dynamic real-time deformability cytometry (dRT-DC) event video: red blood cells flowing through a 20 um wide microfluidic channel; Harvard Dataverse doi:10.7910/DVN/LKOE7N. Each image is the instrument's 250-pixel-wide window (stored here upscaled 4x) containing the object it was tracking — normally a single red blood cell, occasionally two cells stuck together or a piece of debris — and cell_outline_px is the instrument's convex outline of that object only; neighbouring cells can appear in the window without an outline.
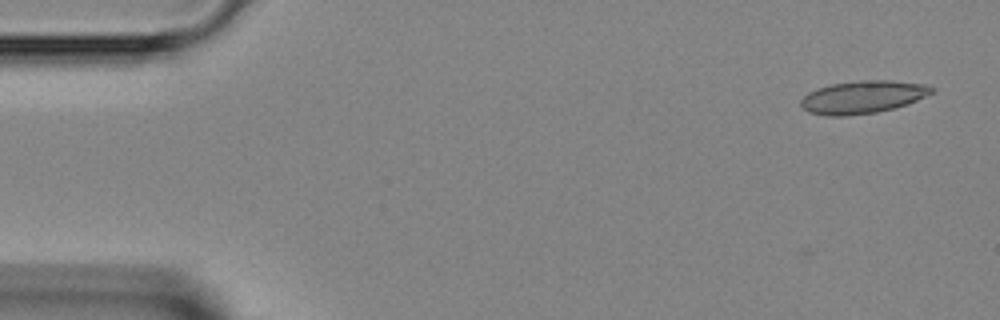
{"species": "Egyptian fruit bat (a non-hibernating species)", "species_latin": "Rousettus aegyptiacus", "temperature_condition": "room temperature", "stored_images_in_passage": 6, "camera_frame_rate_fps": 3000, "um_per_image_px": 0.085, "animal": {"sex": "female"}, "frame": {"image": 1, "passage_image": 1, "time_ms": 0.0, "image_size_px": [1000, 320], "cell_outline_px": [[936, 88], [932, 92], [916, 100], [892, 108], [876, 112], [848, 116], [828, 116], [808, 112], [800, 104], [800, 100], [808, 92], [816, 88], [832, 84], [860, 80], [892, 80], [924, 84]], "centroid_in_image_um": [73.29, 8.24], "position_along_channel_um": 11.7, "area_um2": 24.8}}